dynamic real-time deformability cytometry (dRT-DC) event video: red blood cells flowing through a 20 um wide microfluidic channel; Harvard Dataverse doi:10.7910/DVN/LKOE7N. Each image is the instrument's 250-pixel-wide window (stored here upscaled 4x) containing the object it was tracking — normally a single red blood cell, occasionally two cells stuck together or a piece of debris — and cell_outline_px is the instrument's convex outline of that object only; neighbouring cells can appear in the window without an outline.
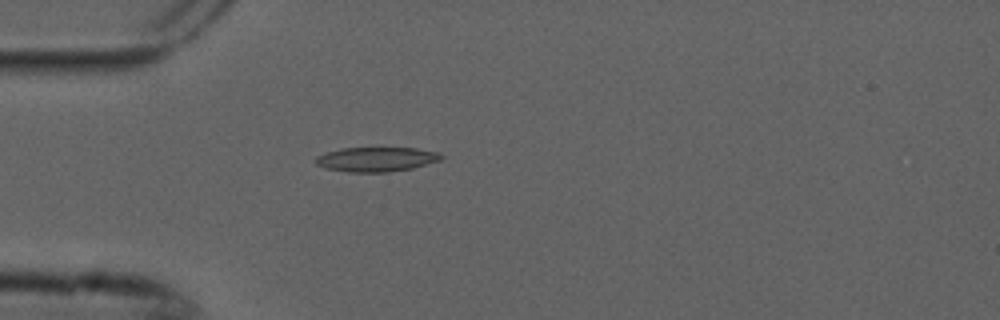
{"species": "common noctule bat (a hibernating species)", "species_latin": "Nyctalus noctula", "temperature_condition": "cold", "stored_images_in_passage": 3, "camera_frame_rate_fps": 3000, "um_per_image_px": 0.085, "animal": {"sex": "male", "forearm_length_mm": 52.5}, "frame": {"image": 1, "passage_image": 3, "time_ms": 0.667, "image_size_px": [1000, 320], "cell_outline_px": [[444, 156], [440, 160], [412, 168], [388, 172], [348, 172], [328, 168], [316, 164], [312, 160], [316, 156], [340, 148], [416, 148], [440, 152]], "centroid_in_image_um": [31.99, 13.53], "position_along_channel_um": 53.0, "area_um2": 17.92}}